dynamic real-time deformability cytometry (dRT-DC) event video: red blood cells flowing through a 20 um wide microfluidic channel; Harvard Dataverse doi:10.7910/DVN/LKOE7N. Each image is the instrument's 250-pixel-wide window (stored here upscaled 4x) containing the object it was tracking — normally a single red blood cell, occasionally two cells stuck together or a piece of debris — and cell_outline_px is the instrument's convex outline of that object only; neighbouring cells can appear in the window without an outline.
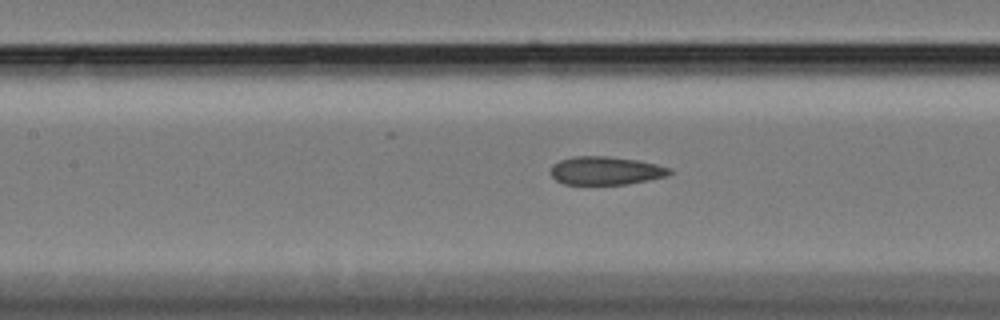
{"species": "Egyptian fruit bat (a non-hibernating species)", "species_latin": "Rousettus aegyptiacus", "temperature_condition": "cold", "stored_images_in_passage": 51, "camera_frame_rate_fps": 3000, "um_per_image_px": 0.085, "animal": {"sex": "female"}, "frame": {"image": 1, "passage_image": 19, "time_ms": 6.0, "image_size_px": [1000, 320], "cell_outline_px": [[672, 172], [668, 176], [628, 184], [564, 184], [556, 180], [552, 176], [552, 164], [560, 160], [572, 156], [608, 156], [640, 160], [672, 168]], "centroid_in_image_um": [51.52, 14.5], "position_along_channel_um": 155.9, "area_um2": 19.71}}
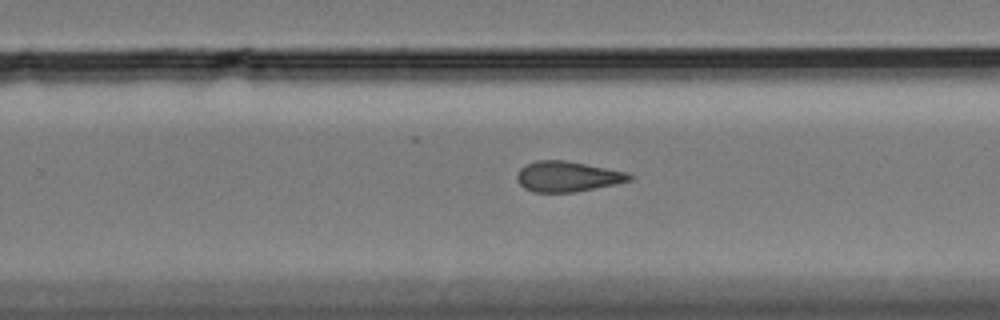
{"frame": {"image": 2, "passage_image": 30, "time_ms": 9.667, "image_size_px": [1000, 320], "cell_outline_px": [[636, 176], [632, 180], [616, 184], [572, 192], [532, 192], [524, 188], [516, 180], [516, 176], [520, 168], [524, 164], [536, 160], [564, 160], [628, 172]], "centroid_in_image_um": [48.23, 15.0], "position_along_channel_um": 281.6, "area_um2": 20.06}}
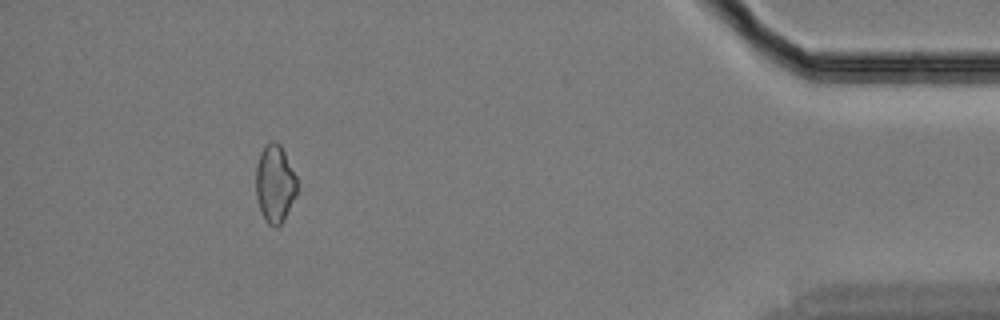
{"frame": {"image": 3, "passage_image": 46, "time_ms": 15.0, "image_size_px": [1000, 320], "cell_outline_px": [[296, 196], [284, 220], [276, 228], [268, 224], [264, 220], [256, 196], [256, 168], [260, 152], [272, 140], [276, 140], [280, 144], [296, 176]], "centroid_in_image_um": [23.36, 15.64], "position_along_channel_um": 411.8, "area_um2": 18.55}, "authors_computed_cell_mechanics": {"area_um2": 20.0566, "velocity_mm_per_s": 3.4425, "shape_relaxation_time_tau1_ms": null, "shape_relaxation_time_tau2_ms": 4.4642, "deformation_change_tau1": null, "deformation_change_tau2": 0.1204}}